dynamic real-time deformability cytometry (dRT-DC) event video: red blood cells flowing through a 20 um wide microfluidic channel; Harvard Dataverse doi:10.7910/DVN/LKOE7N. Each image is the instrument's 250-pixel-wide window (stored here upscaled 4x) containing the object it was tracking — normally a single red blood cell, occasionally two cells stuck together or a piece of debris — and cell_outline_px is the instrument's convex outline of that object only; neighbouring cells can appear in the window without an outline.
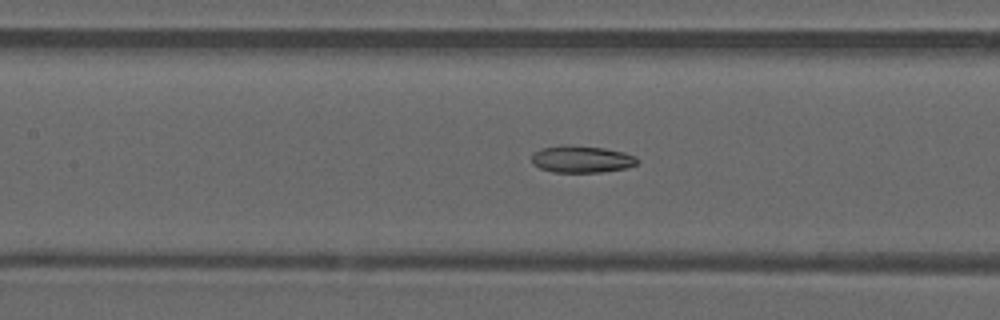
{"species": "common noctule bat (a hibernating species)", "species_latin": "Nyctalus noctula", "temperature_condition": "warm", "stored_images_in_passage": 33, "camera_frame_rate_fps": 3000, "um_per_image_px": 0.085, "animal": {"sex": "male", "forearm_length_mm": 52.5}, "frame": {"image": 1, "passage_image": 12, "time_ms": 3.667, "image_size_px": [1000, 320], "cell_outline_px": [[640, 160], [636, 164], [624, 168], [604, 172], [552, 172], [540, 168], [532, 164], [532, 156], [536, 152], [544, 148], [564, 144], [568, 144], [604, 148], [624, 152], [636, 156]], "centroid_in_image_um": [49.46, 13.53], "position_along_channel_um": 157.9, "area_um2": 16.65}}
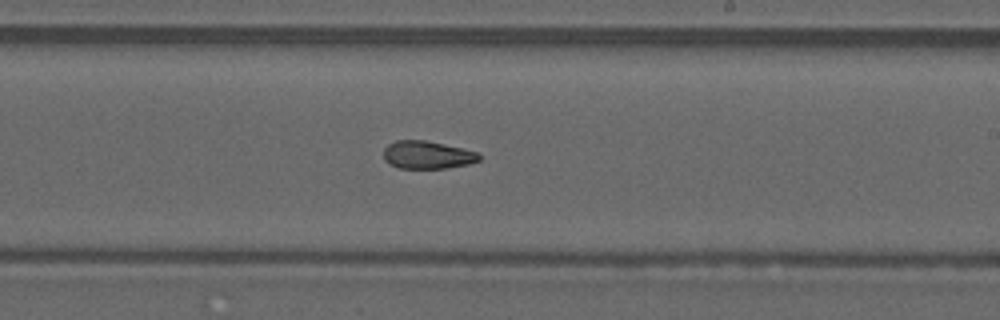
{"frame": {"image": 2, "passage_image": 19, "time_ms": 6.0, "image_size_px": [1000, 320], "cell_outline_px": [[480, 160], [468, 164], [444, 168], [396, 168], [388, 164], [384, 160], [384, 148], [388, 144], [396, 140], [424, 140], [460, 148], [476, 152], [480, 156]], "centroid_in_image_um": [36.26, 13.17], "position_along_channel_um": 252.7, "area_um2": 15.37}}
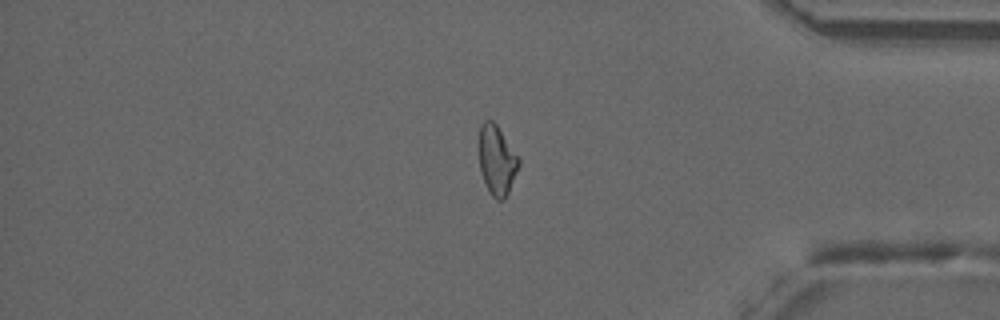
{"frame": {"image": 3, "passage_image": 31, "time_ms": 10.0, "image_size_px": [1000, 320], "cell_outline_px": [[520, 164], [508, 192], [504, 200], [496, 200], [492, 196], [480, 172], [480, 124], [484, 120], [492, 120], [496, 124], [520, 160]], "centroid_in_image_um": [42.23, 13.62], "position_along_channel_um": 393.0, "area_um2": 15.72}}